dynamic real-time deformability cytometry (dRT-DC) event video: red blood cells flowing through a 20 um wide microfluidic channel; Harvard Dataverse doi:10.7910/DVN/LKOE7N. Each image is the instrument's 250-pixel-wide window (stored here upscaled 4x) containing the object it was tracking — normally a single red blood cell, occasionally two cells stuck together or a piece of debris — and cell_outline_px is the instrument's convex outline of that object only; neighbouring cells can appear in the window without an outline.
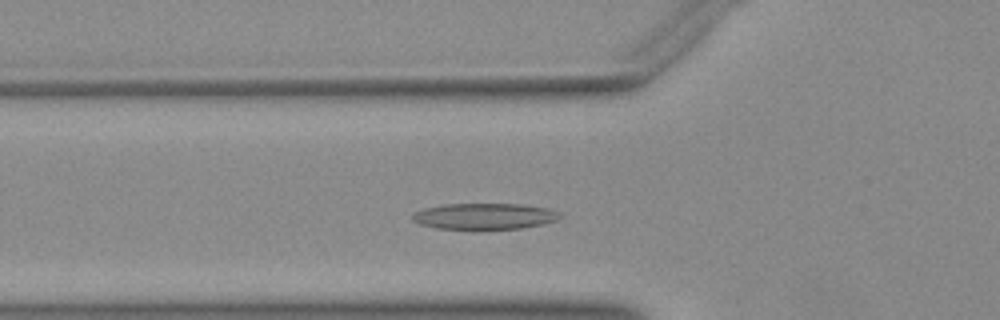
{"species": "Egyptian fruit bat (a non-hibernating species)", "species_latin": "Rousettus aegyptiacus", "temperature_condition": "warm", "stored_images_in_passage": 34, "camera_frame_rate_fps": 3000, "um_per_image_px": 0.085, "animal": {"sex": "female"}, "frame": {"image": 1, "passage_image": 4, "time_ms": 1.0, "image_size_px": [1000, 320], "cell_outline_px": [[564, 216], [556, 220], [540, 224], [520, 228], [436, 228], [420, 224], [412, 220], [412, 216], [416, 212], [428, 208], [444, 204], [520, 204], [544, 208], [560, 212]], "centroid_in_image_um": [41.2, 18.37], "position_along_channel_um": 84.6, "area_um2": 21.85}}
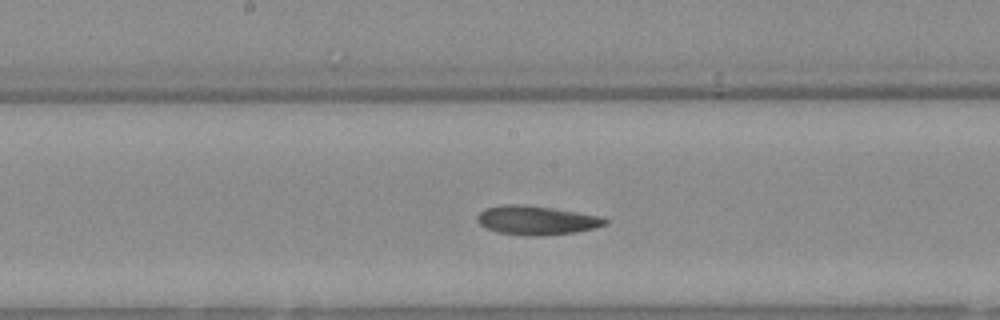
{"frame": {"image": 2, "passage_image": 13, "time_ms": 4.0, "image_size_px": [1000, 320], "cell_outline_px": [[608, 224], [596, 228], [576, 232], [528, 236], [496, 232], [480, 224], [476, 220], [476, 216], [480, 212], [488, 208], [504, 204], [524, 204], [552, 208], [604, 216], [608, 220]], "centroid_in_image_um": [45.65, 18.71], "position_along_channel_um": 202.6, "area_um2": 21.62}}
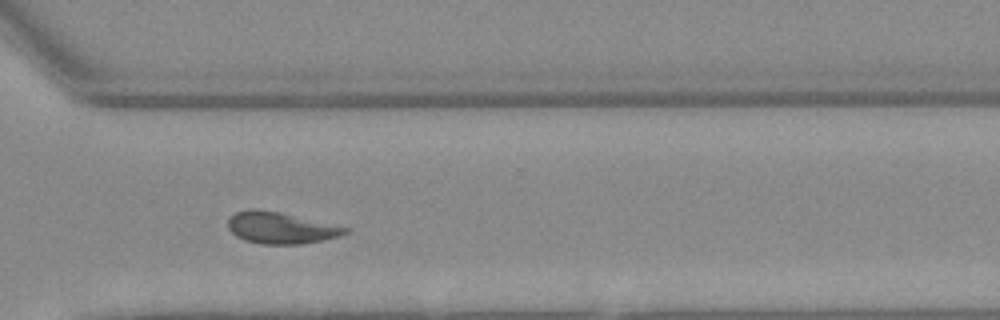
{"frame": {"image": 3, "passage_image": 24, "time_ms": 7.667, "image_size_px": [1000, 320], "cell_outline_px": [[348, 232], [336, 236], [320, 240], [300, 244], [260, 244], [244, 240], [236, 236], [228, 228], [228, 216], [236, 212], [252, 208], [280, 212], [348, 228]], "centroid_in_image_um": [23.77, 19.36], "position_along_channel_um": 346.8, "area_um2": 21.21}}